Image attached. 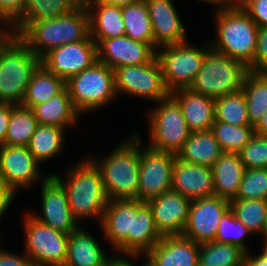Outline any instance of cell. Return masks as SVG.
I'll list each match as a JSON object with an SVG mask.
<instances>
[{
    "mask_svg": "<svg viewBox=\"0 0 267 266\" xmlns=\"http://www.w3.org/2000/svg\"><path fill=\"white\" fill-rule=\"evenodd\" d=\"M65 178L59 173H51L65 188L73 217L81 225V220L103 219L109 199L106 195L99 168L86 156L66 169Z\"/></svg>",
    "mask_w": 267,
    "mask_h": 266,
    "instance_id": "6da1fadb",
    "label": "cell"
},
{
    "mask_svg": "<svg viewBox=\"0 0 267 266\" xmlns=\"http://www.w3.org/2000/svg\"><path fill=\"white\" fill-rule=\"evenodd\" d=\"M140 138L132 133L103 159L89 157L99 168L109 200L138 199Z\"/></svg>",
    "mask_w": 267,
    "mask_h": 266,
    "instance_id": "7a4b0ae2",
    "label": "cell"
},
{
    "mask_svg": "<svg viewBox=\"0 0 267 266\" xmlns=\"http://www.w3.org/2000/svg\"><path fill=\"white\" fill-rule=\"evenodd\" d=\"M17 37L41 59L54 48L90 37L88 10L83 3L59 18L31 22Z\"/></svg>",
    "mask_w": 267,
    "mask_h": 266,
    "instance_id": "3957f363",
    "label": "cell"
},
{
    "mask_svg": "<svg viewBox=\"0 0 267 266\" xmlns=\"http://www.w3.org/2000/svg\"><path fill=\"white\" fill-rule=\"evenodd\" d=\"M214 13L216 34L209 41L211 49L249 67L256 55L259 27L239 4Z\"/></svg>",
    "mask_w": 267,
    "mask_h": 266,
    "instance_id": "277c9868",
    "label": "cell"
},
{
    "mask_svg": "<svg viewBox=\"0 0 267 266\" xmlns=\"http://www.w3.org/2000/svg\"><path fill=\"white\" fill-rule=\"evenodd\" d=\"M41 64L17 36L9 34L0 44V103L21 105L33 72Z\"/></svg>",
    "mask_w": 267,
    "mask_h": 266,
    "instance_id": "5b68a950",
    "label": "cell"
},
{
    "mask_svg": "<svg viewBox=\"0 0 267 266\" xmlns=\"http://www.w3.org/2000/svg\"><path fill=\"white\" fill-rule=\"evenodd\" d=\"M66 87L73 107L81 116L107 108V105L119 99L115 88L114 70L99 61L81 73L71 76L66 81Z\"/></svg>",
    "mask_w": 267,
    "mask_h": 266,
    "instance_id": "8992f818",
    "label": "cell"
},
{
    "mask_svg": "<svg viewBox=\"0 0 267 266\" xmlns=\"http://www.w3.org/2000/svg\"><path fill=\"white\" fill-rule=\"evenodd\" d=\"M248 72L243 62L211 49L189 88L216 99L240 90Z\"/></svg>",
    "mask_w": 267,
    "mask_h": 266,
    "instance_id": "52a82bcc",
    "label": "cell"
},
{
    "mask_svg": "<svg viewBox=\"0 0 267 266\" xmlns=\"http://www.w3.org/2000/svg\"><path fill=\"white\" fill-rule=\"evenodd\" d=\"M150 110L147 117L149 127L147 145L155 150L177 155L191 133L178 102L169 95L156 102Z\"/></svg>",
    "mask_w": 267,
    "mask_h": 266,
    "instance_id": "ba28073f",
    "label": "cell"
},
{
    "mask_svg": "<svg viewBox=\"0 0 267 266\" xmlns=\"http://www.w3.org/2000/svg\"><path fill=\"white\" fill-rule=\"evenodd\" d=\"M205 43V46L191 45L188 39L187 42L163 46L156 50L166 88L170 92L189 88L193 83L206 54L211 50L210 42Z\"/></svg>",
    "mask_w": 267,
    "mask_h": 266,
    "instance_id": "9c48e42d",
    "label": "cell"
},
{
    "mask_svg": "<svg viewBox=\"0 0 267 266\" xmlns=\"http://www.w3.org/2000/svg\"><path fill=\"white\" fill-rule=\"evenodd\" d=\"M24 253L35 266L64 264L69 234L55 230L33 218L29 212L23 217Z\"/></svg>",
    "mask_w": 267,
    "mask_h": 266,
    "instance_id": "30bf717a",
    "label": "cell"
},
{
    "mask_svg": "<svg viewBox=\"0 0 267 266\" xmlns=\"http://www.w3.org/2000/svg\"><path fill=\"white\" fill-rule=\"evenodd\" d=\"M114 75L118 97L120 94H127L155 103L167 98L171 93L166 88L156 56L147 64L115 68Z\"/></svg>",
    "mask_w": 267,
    "mask_h": 266,
    "instance_id": "8fae6325",
    "label": "cell"
},
{
    "mask_svg": "<svg viewBox=\"0 0 267 266\" xmlns=\"http://www.w3.org/2000/svg\"><path fill=\"white\" fill-rule=\"evenodd\" d=\"M140 139V168L138 200L148 202L172 190V175L176 155L142 146ZM144 149V150H143Z\"/></svg>",
    "mask_w": 267,
    "mask_h": 266,
    "instance_id": "7c38bea8",
    "label": "cell"
},
{
    "mask_svg": "<svg viewBox=\"0 0 267 266\" xmlns=\"http://www.w3.org/2000/svg\"><path fill=\"white\" fill-rule=\"evenodd\" d=\"M40 165L28 147H0V182L15 196L20 189L28 190L51 175H42Z\"/></svg>",
    "mask_w": 267,
    "mask_h": 266,
    "instance_id": "4fadbf2b",
    "label": "cell"
},
{
    "mask_svg": "<svg viewBox=\"0 0 267 266\" xmlns=\"http://www.w3.org/2000/svg\"><path fill=\"white\" fill-rule=\"evenodd\" d=\"M40 186L42 214L28 211L29 214L42 224L70 235L80 224L72 215L65 188L52 174Z\"/></svg>",
    "mask_w": 267,
    "mask_h": 266,
    "instance_id": "5bb4252c",
    "label": "cell"
},
{
    "mask_svg": "<svg viewBox=\"0 0 267 266\" xmlns=\"http://www.w3.org/2000/svg\"><path fill=\"white\" fill-rule=\"evenodd\" d=\"M96 61L97 44L91 37L54 48L41 58V64L48 71L65 81L91 67Z\"/></svg>",
    "mask_w": 267,
    "mask_h": 266,
    "instance_id": "9a60e30c",
    "label": "cell"
},
{
    "mask_svg": "<svg viewBox=\"0 0 267 266\" xmlns=\"http://www.w3.org/2000/svg\"><path fill=\"white\" fill-rule=\"evenodd\" d=\"M229 209V201L218 196L192 200L182 235L199 245L215 241L221 218Z\"/></svg>",
    "mask_w": 267,
    "mask_h": 266,
    "instance_id": "2e32d148",
    "label": "cell"
},
{
    "mask_svg": "<svg viewBox=\"0 0 267 266\" xmlns=\"http://www.w3.org/2000/svg\"><path fill=\"white\" fill-rule=\"evenodd\" d=\"M152 24L154 50L187 42V30L173 0H144Z\"/></svg>",
    "mask_w": 267,
    "mask_h": 266,
    "instance_id": "e0dca14e",
    "label": "cell"
},
{
    "mask_svg": "<svg viewBox=\"0 0 267 266\" xmlns=\"http://www.w3.org/2000/svg\"><path fill=\"white\" fill-rule=\"evenodd\" d=\"M98 61L115 68L142 65L150 62L156 51L147 43L136 41L128 36L102 40L97 45Z\"/></svg>",
    "mask_w": 267,
    "mask_h": 266,
    "instance_id": "ac0fdd59",
    "label": "cell"
},
{
    "mask_svg": "<svg viewBox=\"0 0 267 266\" xmlns=\"http://www.w3.org/2000/svg\"><path fill=\"white\" fill-rule=\"evenodd\" d=\"M191 202L173 190L147 202L152 210L155 227L162 237L183 234Z\"/></svg>",
    "mask_w": 267,
    "mask_h": 266,
    "instance_id": "d6986e66",
    "label": "cell"
},
{
    "mask_svg": "<svg viewBox=\"0 0 267 266\" xmlns=\"http://www.w3.org/2000/svg\"><path fill=\"white\" fill-rule=\"evenodd\" d=\"M172 190L191 201L214 196L212 167L183 162L176 157L172 175Z\"/></svg>",
    "mask_w": 267,
    "mask_h": 266,
    "instance_id": "ffe728a7",
    "label": "cell"
},
{
    "mask_svg": "<svg viewBox=\"0 0 267 266\" xmlns=\"http://www.w3.org/2000/svg\"><path fill=\"white\" fill-rule=\"evenodd\" d=\"M200 245L183 235L163 236L145 255L151 266H198Z\"/></svg>",
    "mask_w": 267,
    "mask_h": 266,
    "instance_id": "44dd1931",
    "label": "cell"
},
{
    "mask_svg": "<svg viewBox=\"0 0 267 266\" xmlns=\"http://www.w3.org/2000/svg\"><path fill=\"white\" fill-rule=\"evenodd\" d=\"M132 224V199L109 200L100 223L102 237L111 251L128 253V232ZM104 235V236H103Z\"/></svg>",
    "mask_w": 267,
    "mask_h": 266,
    "instance_id": "7402d4cb",
    "label": "cell"
},
{
    "mask_svg": "<svg viewBox=\"0 0 267 266\" xmlns=\"http://www.w3.org/2000/svg\"><path fill=\"white\" fill-rule=\"evenodd\" d=\"M170 95L178 102L191 132L211 130L215 122V99L190 88L174 90Z\"/></svg>",
    "mask_w": 267,
    "mask_h": 266,
    "instance_id": "603a6c76",
    "label": "cell"
},
{
    "mask_svg": "<svg viewBox=\"0 0 267 266\" xmlns=\"http://www.w3.org/2000/svg\"><path fill=\"white\" fill-rule=\"evenodd\" d=\"M162 236L155 227L148 203L132 199V224L128 232V253L146 255Z\"/></svg>",
    "mask_w": 267,
    "mask_h": 266,
    "instance_id": "cb8c5ba5",
    "label": "cell"
},
{
    "mask_svg": "<svg viewBox=\"0 0 267 266\" xmlns=\"http://www.w3.org/2000/svg\"><path fill=\"white\" fill-rule=\"evenodd\" d=\"M88 10L90 37L98 45L102 40L125 36L121 7L96 0H84Z\"/></svg>",
    "mask_w": 267,
    "mask_h": 266,
    "instance_id": "d4e9b609",
    "label": "cell"
},
{
    "mask_svg": "<svg viewBox=\"0 0 267 266\" xmlns=\"http://www.w3.org/2000/svg\"><path fill=\"white\" fill-rule=\"evenodd\" d=\"M86 228L81 224L69 235L64 263L67 266H105L109 254Z\"/></svg>",
    "mask_w": 267,
    "mask_h": 266,
    "instance_id": "484cf974",
    "label": "cell"
},
{
    "mask_svg": "<svg viewBox=\"0 0 267 266\" xmlns=\"http://www.w3.org/2000/svg\"><path fill=\"white\" fill-rule=\"evenodd\" d=\"M84 0H27L21 16L9 27L18 36L31 22L59 18L83 4Z\"/></svg>",
    "mask_w": 267,
    "mask_h": 266,
    "instance_id": "4316f807",
    "label": "cell"
},
{
    "mask_svg": "<svg viewBox=\"0 0 267 266\" xmlns=\"http://www.w3.org/2000/svg\"><path fill=\"white\" fill-rule=\"evenodd\" d=\"M39 125L57 126L64 129L76 125L81 115L72 105L69 91L65 87L60 93L32 108Z\"/></svg>",
    "mask_w": 267,
    "mask_h": 266,
    "instance_id": "83f0119b",
    "label": "cell"
},
{
    "mask_svg": "<svg viewBox=\"0 0 267 266\" xmlns=\"http://www.w3.org/2000/svg\"><path fill=\"white\" fill-rule=\"evenodd\" d=\"M212 171L214 196L235 199L245 171L239 153H223L212 165Z\"/></svg>",
    "mask_w": 267,
    "mask_h": 266,
    "instance_id": "f1b7e54d",
    "label": "cell"
},
{
    "mask_svg": "<svg viewBox=\"0 0 267 266\" xmlns=\"http://www.w3.org/2000/svg\"><path fill=\"white\" fill-rule=\"evenodd\" d=\"M222 154L219 142L213 132L208 130L191 132L176 156L183 162L212 167Z\"/></svg>",
    "mask_w": 267,
    "mask_h": 266,
    "instance_id": "f546056e",
    "label": "cell"
},
{
    "mask_svg": "<svg viewBox=\"0 0 267 266\" xmlns=\"http://www.w3.org/2000/svg\"><path fill=\"white\" fill-rule=\"evenodd\" d=\"M66 87V81L53 72L48 71L42 64L33 72L27 86L21 106L32 108L46 102L60 93Z\"/></svg>",
    "mask_w": 267,
    "mask_h": 266,
    "instance_id": "4dcf8cb0",
    "label": "cell"
},
{
    "mask_svg": "<svg viewBox=\"0 0 267 266\" xmlns=\"http://www.w3.org/2000/svg\"><path fill=\"white\" fill-rule=\"evenodd\" d=\"M66 129L57 126L38 125L28 144V150L40 163L51 159L64 152Z\"/></svg>",
    "mask_w": 267,
    "mask_h": 266,
    "instance_id": "1f68e13d",
    "label": "cell"
},
{
    "mask_svg": "<svg viewBox=\"0 0 267 266\" xmlns=\"http://www.w3.org/2000/svg\"><path fill=\"white\" fill-rule=\"evenodd\" d=\"M125 35L145 42L154 49V37L149 12L144 0L121 7Z\"/></svg>",
    "mask_w": 267,
    "mask_h": 266,
    "instance_id": "d6a6232c",
    "label": "cell"
},
{
    "mask_svg": "<svg viewBox=\"0 0 267 266\" xmlns=\"http://www.w3.org/2000/svg\"><path fill=\"white\" fill-rule=\"evenodd\" d=\"M250 123L255 126L267 109V72L246 74L243 87Z\"/></svg>",
    "mask_w": 267,
    "mask_h": 266,
    "instance_id": "836d02e7",
    "label": "cell"
},
{
    "mask_svg": "<svg viewBox=\"0 0 267 266\" xmlns=\"http://www.w3.org/2000/svg\"><path fill=\"white\" fill-rule=\"evenodd\" d=\"M38 125L31 108L12 104L5 145L27 147Z\"/></svg>",
    "mask_w": 267,
    "mask_h": 266,
    "instance_id": "e575fe53",
    "label": "cell"
},
{
    "mask_svg": "<svg viewBox=\"0 0 267 266\" xmlns=\"http://www.w3.org/2000/svg\"><path fill=\"white\" fill-rule=\"evenodd\" d=\"M230 210L253 234L262 236L267 226L266 199H233Z\"/></svg>",
    "mask_w": 267,
    "mask_h": 266,
    "instance_id": "d590c367",
    "label": "cell"
},
{
    "mask_svg": "<svg viewBox=\"0 0 267 266\" xmlns=\"http://www.w3.org/2000/svg\"><path fill=\"white\" fill-rule=\"evenodd\" d=\"M245 254L238 246L228 243L201 244L198 266H243Z\"/></svg>",
    "mask_w": 267,
    "mask_h": 266,
    "instance_id": "8d00e7d4",
    "label": "cell"
},
{
    "mask_svg": "<svg viewBox=\"0 0 267 266\" xmlns=\"http://www.w3.org/2000/svg\"><path fill=\"white\" fill-rule=\"evenodd\" d=\"M215 122L237 126L252 125L242 89L215 99Z\"/></svg>",
    "mask_w": 267,
    "mask_h": 266,
    "instance_id": "74e56055",
    "label": "cell"
},
{
    "mask_svg": "<svg viewBox=\"0 0 267 266\" xmlns=\"http://www.w3.org/2000/svg\"><path fill=\"white\" fill-rule=\"evenodd\" d=\"M211 131L223 153H239L255 135L253 125L237 126L223 122H214Z\"/></svg>",
    "mask_w": 267,
    "mask_h": 266,
    "instance_id": "f35d334b",
    "label": "cell"
},
{
    "mask_svg": "<svg viewBox=\"0 0 267 266\" xmlns=\"http://www.w3.org/2000/svg\"><path fill=\"white\" fill-rule=\"evenodd\" d=\"M250 235L254 237V234L229 209L221 218L215 241L236 245L245 253H248L250 250L246 244V238H249L247 236Z\"/></svg>",
    "mask_w": 267,
    "mask_h": 266,
    "instance_id": "ab89813d",
    "label": "cell"
},
{
    "mask_svg": "<svg viewBox=\"0 0 267 266\" xmlns=\"http://www.w3.org/2000/svg\"><path fill=\"white\" fill-rule=\"evenodd\" d=\"M235 199L267 200V168L245 169Z\"/></svg>",
    "mask_w": 267,
    "mask_h": 266,
    "instance_id": "60d3db41",
    "label": "cell"
},
{
    "mask_svg": "<svg viewBox=\"0 0 267 266\" xmlns=\"http://www.w3.org/2000/svg\"><path fill=\"white\" fill-rule=\"evenodd\" d=\"M239 155L245 169L267 168V135L255 134Z\"/></svg>",
    "mask_w": 267,
    "mask_h": 266,
    "instance_id": "b9f144b4",
    "label": "cell"
},
{
    "mask_svg": "<svg viewBox=\"0 0 267 266\" xmlns=\"http://www.w3.org/2000/svg\"><path fill=\"white\" fill-rule=\"evenodd\" d=\"M27 0H0V24L10 27L20 16Z\"/></svg>",
    "mask_w": 267,
    "mask_h": 266,
    "instance_id": "7bdbcfd3",
    "label": "cell"
},
{
    "mask_svg": "<svg viewBox=\"0 0 267 266\" xmlns=\"http://www.w3.org/2000/svg\"><path fill=\"white\" fill-rule=\"evenodd\" d=\"M248 69L252 72H267V27H259L256 55Z\"/></svg>",
    "mask_w": 267,
    "mask_h": 266,
    "instance_id": "ee69618b",
    "label": "cell"
},
{
    "mask_svg": "<svg viewBox=\"0 0 267 266\" xmlns=\"http://www.w3.org/2000/svg\"><path fill=\"white\" fill-rule=\"evenodd\" d=\"M239 5L258 27H267V0H239Z\"/></svg>",
    "mask_w": 267,
    "mask_h": 266,
    "instance_id": "f6af8a7d",
    "label": "cell"
},
{
    "mask_svg": "<svg viewBox=\"0 0 267 266\" xmlns=\"http://www.w3.org/2000/svg\"><path fill=\"white\" fill-rule=\"evenodd\" d=\"M1 248L0 246V266H35L25 253L21 255Z\"/></svg>",
    "mask_w": 267,
    "mask_h": 266,
    "instance_id": "bcb514c9",
    "label": "cell"
},
{
    "mask_svg": "<svg viewBox=\"0 0 267 266\" xmlns=\"http://www.w3.org/2000/svg\"><path fill=\"white\" fill-rule=\"evenodd\" d=\"M140 257H142V259H145V255L142 254H130V253L124 254L115 252L114 255L110 254V256L107 257L105 266H138L135 265L134 260L138 259L139 261ZM140 266H142V264Z\"/></svg>",
    "mask_w": 267,
    "mask_h": 266,
    "instance_id": "7dc6e473",
    "label": "cell"
},
{
    "mask_svg": "<svg viewBox=\"0 0 267 266\" xmlns=\"http://www.w3.org/2000/svg\"><path fill=\"white\" fill-rule=\"evenodd\" d=\"M12 111V104L0 103V147L5 145V137Z\"/></svg>",
    "mask_w": 267,
    "mask_h": 266,
    "instance_id": "c3c4849f",
    "label": "cell"
},
{
    "mask_svg": "<svg viewBox=\"0 0 267 266\" xmlns=\"http://www.w3.org/2000/svg\"><path fill=\"white\" fill-rule=\"evenodd\" d=\"M14 199L15 195L0 182V220L9 210Z\"/></svg>",
    "mask_w": 267,
    "mask_h": 266,
    "instance_id": "681fc988",
    "label": "cell"
},
{
    "mask_svg": "<svg viewBox=\"0 0 267 266\" xmlns=\"http://www.w3.org/2000/svg\"><path fill=\"white\" fill-rule=\"evenodd\" d=\"M257 255L245 254L244 266H267V249L261 248Z\"/></svg>",
    "mask_w": 267,
    "mask_h": 266,
    "instance_id": "f907efd6",
    "label": "cell"
},
{
    "mask_svg": "<svg viewBox=\"0 0 267 266\" xmlns=\"http://www.w3.org/2000/svg\"><path fill=\"white\" fill-rule=\"evenodd\" d=\"M206 4H212L215 10L233 7L239 4V0H197Z\"/></svg>",
    "mask_w": 267,
    "mask_h": 266,
    "instance_id": "816d5d0a",
    "label": "cell"
},
{
    "mask_svg": "<svg viewBox=\"0 0 267 266\" xmlns=\"http://www.w3.org/2000/svg\"><path fill=\"white\" fill-rule=\"evenodd\" d=\"M255 134L258 135H267V109L262 115L261 119L254 126Z\"/></svg>",
    "mask_w": 267,
    "mask_h": 266,
    "instance_id": "f5cc1de1",
    "label": "cell"
},
{
    "mask_svg": "<svg viewBox=\"0 0 267 266\" xmlns=\"http://www.w3.org/2000/svg\"><path fill=\"white\" fill-rule=\"evenodd\" d=\"M99 3H103L106 5H114V6H127L130 4H134L136 2H138L139 0H96Z\"/></svg>",
    "mask_w": 267,
    "mask_h": 266,
    "instance_id": "db71d44e",
    "label": "cell"
},
{
    "mask_svg": "<svg viewBox=\"0 0 267 266\" xmlns=\"http://www.w3.org/2000/svg\"><path fill=\"white\" fill-rule=\"evenodd\" d=\"M5 28V29H4ZM10 34L9 28L5 25L0 26V44Z\"/></svg>",
    "mask_w": 267,
    "mask_h": 266,
    "instance_id": "11a10c76",
    "label": "cell"
},
{
    "mask_svg": "<svg viewBox=\"0 0 267 266\" xmlns=\"http://www.w3.org/2000/svg\"><path fill=\"white\" fill-rule=\"evenodd\" d=\"M261 238H262L261 241L263 242V245L261 248L267 249V226H266L265 232L261 236Z\"/></svg>",
    "mask_w": 267,
    "mask_h": 266,
    "instance_id": "9f6ffc18",
    "label": "cell"
},
{
    "mask_svg": "<svg viewBox=\"0 0 267 266\" xmlns=\"http://www.w3.org/2000/svg\"><path fill=\"white\" fill-rule=\"evenodd\" d=\"M144 263L142 262V266H151L145 259H144Z\"/></svg>",
    "mask_w": 267,
    "mask_h": 266,
    "instance_id": "6f0895ef",
    "label": "cell"
},
{
    "mask_svg": "<svg viewBox=\"0 0 267 266\" xmlns=\"http://www.w3.org/2000/svg\"><path fill=\"white\" fill-rule=\"evenodd\" d=\"M51 266H67L66 264L51 265Z\"/></svg>",
    "mask_w": 267,
    "mask_h": 266,
    "instance_id": "680465c9",
    "label": "cell"
}]
</instances>
